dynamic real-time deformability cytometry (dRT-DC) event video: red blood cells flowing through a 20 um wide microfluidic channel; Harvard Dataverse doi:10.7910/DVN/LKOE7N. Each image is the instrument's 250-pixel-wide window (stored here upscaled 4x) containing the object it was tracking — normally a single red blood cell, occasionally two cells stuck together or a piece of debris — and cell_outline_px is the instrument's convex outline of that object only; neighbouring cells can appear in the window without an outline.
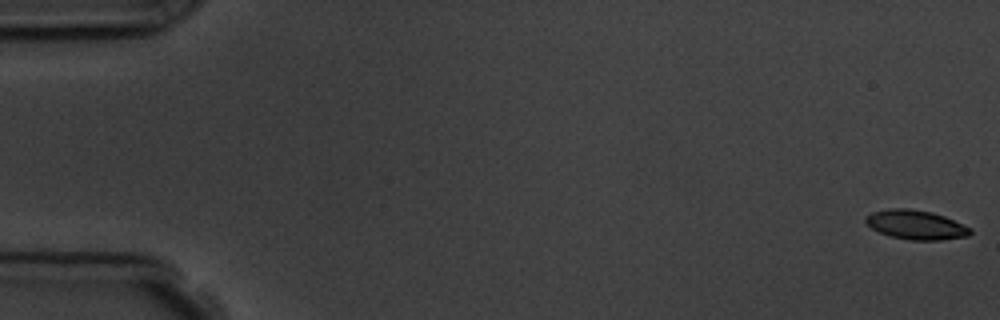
{"species": "common noctule bat (a hibernating species)", "species_latin": "Nyctalus noctula", "temperature_condition": "room temperature", "stored_images_in_passage": 10, "camera_frame_rate_fps": 3000, "um_per_image_px": 0.085, "animal": {"sex": "male", "body_mass_g": 19.5, "forearm_length_mm": 54.6}, "frame": {"image": 1, "passage_image": 1, "time_ms": 0.0, "image_size_px": [1000, 320], "cell_outline_px": [[972, 232], [968, 236], [940, 240], [908, 240], [892, 236], [880, 232], [872, 228], [864, 220], [864, 216], [872, 212], [892, 208], [908, 208], [932, 212], [944, 216], [972, 228]], "centroid_in_image_um": [77.86, 19.1], "position_along_channel_um": 7.1, "area_um2": 17.8}}
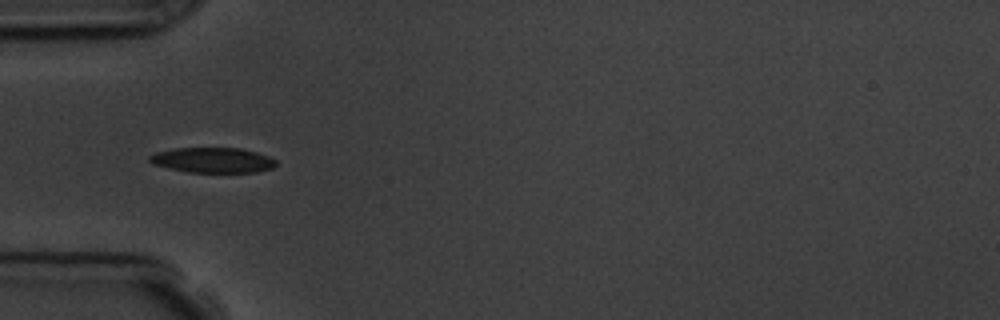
{"frame": {"image": 2, "passage_image": 5, "time_ms": 5.667, "image_size_px": [1000, 320], "cell_outline_px": [[276, 164], [272, 168], [256, 172], [188, 172], [168, 168], [152, 164], [148, 160], [148, 156], [156, 152], [176, 148], [240, 148], [256, 152], [268, 156], [276, 160]], "centroid_in_image_um": [18.05, 13.61], "position_along_channel_um": 66.9, "area_um2": 18.55}}
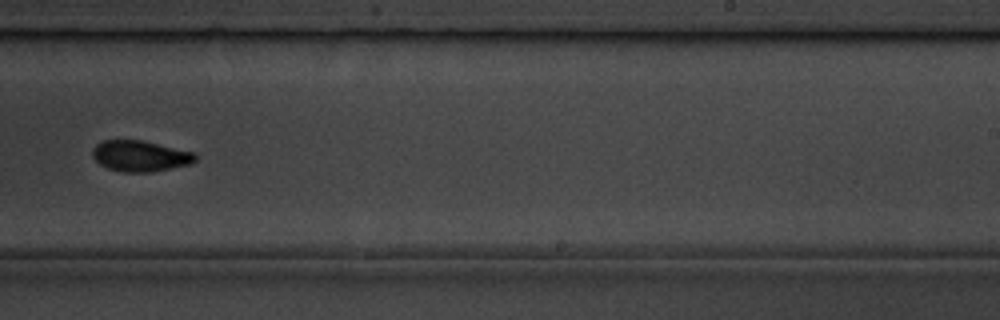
{"frame": {"image": 3, "passage_image": 10, "time_ms": 11.333, "image_size_px": [1000, 320], "cell_outline_px": [[196, 160], [192, 164], [152, 172], [120, 172], [108, 168], [100, 164], [92, 156], [92, 148], [96, 144], [104, 140], [144, 140], [196, 152]], "centroid_in_image_um": [11.94, 13.25], "position_along_channel_um": 277.1, "area_um2": 18.84}}